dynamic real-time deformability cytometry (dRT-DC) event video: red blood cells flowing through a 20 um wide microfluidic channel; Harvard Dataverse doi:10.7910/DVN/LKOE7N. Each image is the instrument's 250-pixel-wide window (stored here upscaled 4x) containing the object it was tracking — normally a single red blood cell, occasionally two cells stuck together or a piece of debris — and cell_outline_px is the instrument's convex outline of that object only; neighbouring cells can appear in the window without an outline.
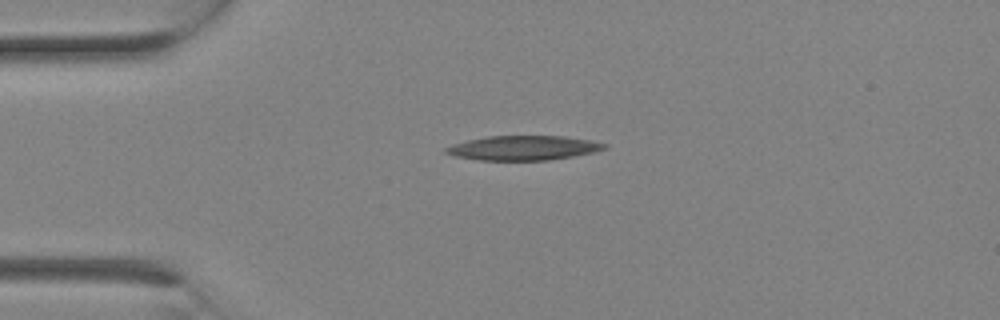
{"species": "Egyptian fruit bat (a non-hibernating species)", "species_latin": "Rousettus aegyptiacus", "temperature_condition": "room temperature", "stored_images_in_passage": 2, "camera_frame_rate_fps": 3000, "um_per_image_px": 0.085, "animal": {"sex": "female"}, "frame": {"image": 1, "passage_image": 1, "time_ms": 0.0, "image_size_px": [1000, 320], "cell_outline_px": [[608, 148], [596, 152], [548, 160], [480, 160], [456, 156], [444, 152], [444, 148], [452, 144], [468, 140], [488, 136], [564, 136], [588, 140], [608, 144]], "centroid_in_image_um": [44.5, 12.57], "position_along_channel_um": 40.5, "area_um2": 22.54}}